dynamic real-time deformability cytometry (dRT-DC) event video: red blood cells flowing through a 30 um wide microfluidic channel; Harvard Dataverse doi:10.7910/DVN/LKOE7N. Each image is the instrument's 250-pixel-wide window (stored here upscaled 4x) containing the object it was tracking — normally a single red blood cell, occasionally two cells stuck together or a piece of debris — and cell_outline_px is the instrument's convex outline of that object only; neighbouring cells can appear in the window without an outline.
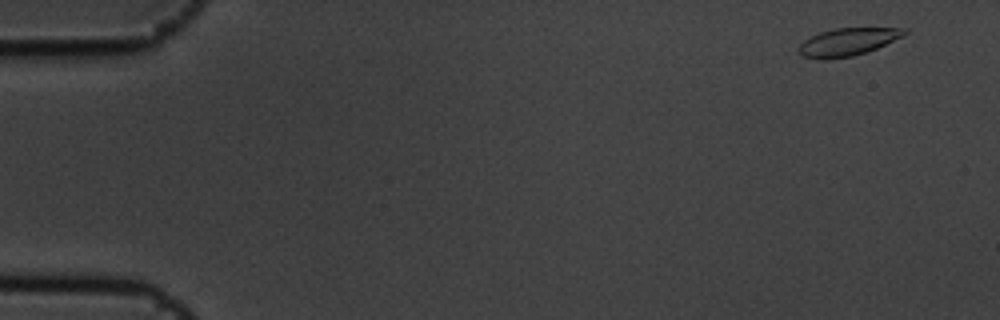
{"species": "common noctule bat (a hibernating species)", "species_latin": "Nyctalus noctula", "temperature_condition": "cold", "stored_images_in_passage": 8, "camera_frame_rate_fps": 3000, "um_per_image_px": 0.085, "animal": {"sex": "male", "body_mass_g": 19.5, "forearm_length_mm": 54.6}, "frame": {"image": 1, "passage_image": 1, "time_ms": 0.0, "image_size_px": [1000, 320], "cell_outline_px": [[908, 32], [904, 36], [876, 48], [852, 56], [824, 60], [800, 56], [796, 48], [804, 40], [820, 32], [832, 28], [908, 28]], "centroid_in_image_um": [72.02, 3.56], "position_along_channel_um": 13.0, "area_um2": 17.11}}
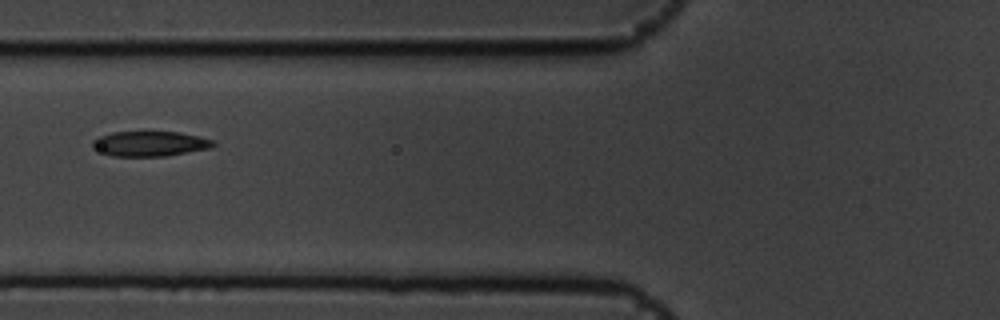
{"frame": {"image": 2, "passage_image": 6, "time_ms": 1.667, "image_size_px": [1000, 320], "cell_outline_px": [[216, 144], [212, 148], [168, 156], [112, 156], [92, 148], [92, 140], [100, 136], [112, 132], [180, 132], [200, 136], [216, 140]], "centroid_in_image_um": [12.8, 12.22], "position_along_channel_um": 113.0, "area_um2": 17.86}}
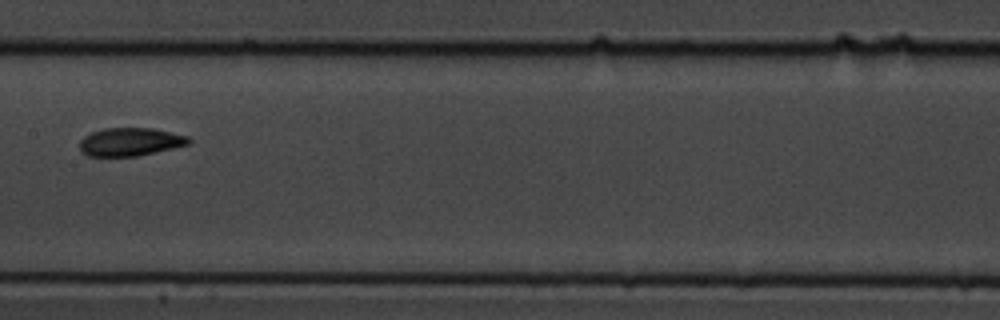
{"frame": {"image": 3, "passage_image": 8, "time_ms": 2.333, "image_size_px": [1000, 320], "cell_outline_px": [[192, 140], [188, 144], [172, 148], [136, 156], [88, 156], [80, 152], [80, 140], [84, 136], [92, 132], [104, 128], [152, 128], [188, 136]], "centroid_in_image_um": [11.03, 12.05], "position_along_channel_um": 196.4, "area_um2": 17.8}}